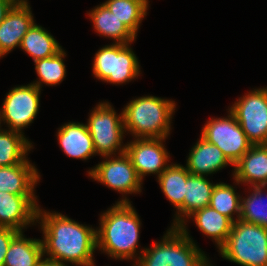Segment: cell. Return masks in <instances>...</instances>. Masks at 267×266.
Segmentation results:
<instances>
[{
  "label": "cell",
  "instance_id": "obj_1",
  "mask_svg": "<svg viewBox=\"0 0 267 266\" xmlns=\"http://www.w3.org/2000/svg\"><path fill=\"white\" fill-rule=\"evenodd\" d=\"M41 222H40V221ZM39 221V222H38ZM43 231V255L47 259L76 266H95L96 229L79 224L66 215L38 207L37 220Z\"/></svg>",
  "mask_w": 267,
  "mask_h": 266
},
{
  "label": "cell",
  "instance_id": "obj_2",
  "mask_svg": "<svg viewBox=\"0 0 267 266\" xmlns=\"http://www.w3.org/2000/svg\"><path fill=\"white\" fill-rule=\"evenodd\" d=\"M96 229L97 248L114 259L135 260L141 221L127 197L100 217Z\"/></svg>",
  "mask_w": 267,
  "mask_h": 266
},
{
  "label": "cell",
  "instance_id": "obj_3",
  "mask_svg": "<svg viewBox=\"0 0 267 266\" xmlns=\"http://www.w3.org/2000/svg\"><path fill=\"white\" fill-rule=\"evenodd\" d=\"M176 103L156 96L131 100L123 109L125 132L134 138H167Z\"/></svg>",
  "mask_w": 267,
  "mask_h": 266
},
{
  "label": "cell",
  "instance_id": "obj_4",
  "mask_svg": "<svg viewBox=\"0 0 267 266\" xmlns=\"http://www.w3.org/2000/svg\"><path fill=\"white\" fill-rule=\"evenodd\" d=\"M186 229L185 222L171 226L160 242L141 249L133 266H202L208 258Z\"/></svg>",
  "mask_w": 267,
  "mask_h": 266
},
{
  "label": "cell",
  "instance_id": "obj_5",
  "mask_svg": "<svg viewBox=\"0 0 267 266\" xmlns=\"http://www.w3.org/2000/svg\"><path fill=\"white\" fill-rule=\"evenodd\" d=\"M219 252L241 266H267V229L239 219Z\"/></svg>",
  "mask_w": 267,
  "mask_h": 266
},
{
  "label": "cell",
  "instance_id": "obj_6",
  "mask_svg": "<svg viewBox=\"0 0 267 266\" xmlns=\"http://www.w3.org/2000/svg\"><path fill=\"white\" fill-rule=\"evenodd\" d=\"M96 154L107 157L126 151L123 145L125 132L123 112L117 114L109 102H100L90 113L87 122Z\"/></svg>",
  "mask_w": 267,
  "mask_h": 266
},
{
  "label": "cell",
  "instance_id": "obj_7",
  "mask_svg": "<svg viewBox=\"0 0 267 266\" xmlns=\"http://www.w3.org/2000/svg\"><path fill=\"white\" fill-rule=\"evenodd\" d=\"M131 44L112 43L99 49L94 57L93 75L110 84H123L140 73L138 58Z\"/></svg>",
  "mask_w": 267,
  "mask_h": 266
},
{
  "label": "cell",
  "instance_id": "obj_8",
  "mask_svg": "<svg viewBox=\"0 0 267 266\" xmlns=\"http://www.w3.org/2000/svg\"><path fill=\"white\" fill-rule=\"evenodd\" d=\"M228 110L253 145L267 144V87L248 92Z\"/></svg>",
  "mask_w": 267,
  "mask_h": 266
},
{
  "label": "cell",
  "instance_id": "obj_9",
  "mask_svg": "<svg viewBox=\"0 0 267 266\" xmlns=\"http://www.w3.org/2000/svg\"><path fill=\"white\" fill-rule=\"evenodd\" d=\"M227 118H211L202 128L201 137L217 146L234 165L253 145L245 135L234 114Z\"/></svg>",
  "mask_w": 267,
  "mask_h": 266
},
{
  "label": "cell",
  "instance_id": "obj_10",
  "mask_svg": "<svg viewBox=\"0 0 267 266\" xmlns=\"http://www.w3.org/2000/svg\"><path fill=\"white\" fill-rule=\"evenodd\" d=\"M40 92L32 83L9 90L0 109V124L3 121L8 125V130L22 134V129L36 118Z\"/></svg>",
  "mask_w": 267,
  "mask_h": 266
},
{
  "label": "cell",
  "instance_id": "obj_11",
  "mask_svg": "<svg viewBox=\"0 0 267 266\" xmlns=\"http://www.w3.org/2000/svg\"><path fill=\"white\" fill-rule=\"evenodd\" d=\"M114 157L116 158L105 157V161L87 171L88 175L122 195L141 192L142 180L138 177L130 157L126 152Z\"/></svg>",
  "mask_w": 267,
  "mask_h": 266
},
{
  "label": "cell",
  "instance_id": "obj_12",
  "mask_svg": "<svg viewBox=\"0 0 267 266\" xmlns=\"http://www.w3.org/2000/svg\"><path fill=\"white\" fill-rule=\"evenodd\" d=\"M166 138H135L126 144V154L142 180L147 174L157 177L169 166L170 155L164 147Z\"/></svg>",
  "mask_w": 267,
  "mask_h": 266
},
{
  "label": "cell",
  "instance_id": "obj_13",
  "mask_svg": "<svg viewBox=\"0 0 267 266\" xmlns=\"http://www.w3.org/2000/svg\"><path fill=\"white\" fill-rule=\"evenodd\" d=\"M37 197L35 195H14L0 191V227L23 232L27 225L37 220Z\"/></svg>",
  "mask_w": 267,
  "mask_h": 266
},
{
  "label": "cell",
  "instance_id": "obj_14",
  "mask_svg": "<svg viewBox=\"0 0 267 266\" xmlns=\"http://www.w3.org/2000/svg\"><path fill=\"white\" fill-rule=\"evenodd\" d=\"M34 23L27 0L16 2L0 24V58L20 47L24 35Z\"/></svg>",
  "mask_w": 267,
  "mask_h": 266
},
{
  "label": "cell",
  "instance_id": "obj_15",
  "mask_svg": "<svg viewBox=\"0 0 267 266\" xmlns=\"http://www.w3.org/2000/svg\"><path fill=\"white\" fill-rule=\"evenodd\" d=\"M235 182L251 187L267 185V144L252 145L243 157L234 164Z\"/></svg>",
  "mask_w": 267,
  "mask_h": 266
},
{
  "label": "cell",
  "instance_id": "obj_16",
  "mask_svg": "<svg viewBox=\"0 0 267 266\" xmlns=\"http://www.w3.org/2000/svg\"><path fill=\"white\" fill-rule=\"evenodd\" d=\"M229 164L234 166L217 146L200 136V139L189 152L185 167L190 174L207 176Z\"/></svg>",
  "mask_w": 267,
  "mask_h": 266
},
{
  "label": "cell",
  "instance_id": "obj_17",
  "mask_svg": "<svg viewBox=\"0 0 267 266\" xmlns=\"http://www.w3.org/2000/svg\"><path fill=\"white\" fill-rule=\"evenodd\" d=\"M40 174L26 158L14 166H0V191L14 195H35L36 184Z\"/></svg>",
  "mask_w": 267,
  "mask_h": 266
},
{
  "label": "cell",
  "instance_id": "obj_18",
  "mask_svg": "<svg viewBox=\"0 0 267 266\" xmlns=\"http://www.w3.org/2000/svg\"><path fill=\"white\" fill-rule=\"evenodd\" d=\"M189 175L186 167L172 163L157 178L160 189L177 211L172 227H179L183 223V203Z\"/></svg>",
  "mask_w": 267,
  "mask_h": 266
},
{
  "label": "cell",
  "instance_id": "obj_19",
  "mask_svg": "<svg viewBox=\"0 0 267 266\" xmlns=\"http://www.w3.org/2000/svg\"><path fill=\"white\" fill-rule=\"evenodd\" d=\"M57 137L63 152L69 157L87 160L97 155L92 137L84 123H65L59 128Z\"/></svg>",
  "mask_w": 267,
  "mask_h": 266
},
{
  "label": "cell",
  "instance_id": "obj_20",
  "mask_svg": "<svg viewBox=\"0 0 267 266\" xmlns=\"http://www.w3.org/2000/svg\"><path fill=\"white\" fill-rule=\"evenodd\" d=\"M99 35L114 39L115 43L131 44L136 35L102 3L88 13Z\"/></svg>",
  "mask_w": 267,
  "mask_h": 266
},
{
  "label": "cell",
  "instance_id": "obj_21",
  "mask_svg": "<svg viewBox=\"0 0 267 266\" xmlns=\"http://www.w3.org/2000/svg\"><path fill=\"white\" fill-rule=\"evenodd\" d=\"M193 218L198 229L215 241L220 249L231 232L233 222L210 206L196 210L187 217Z\"/></svg>",
  "mask_w": 267,
  "mask_h": 266
},
{
  "label": "cell",
  "instance_id": "obj_22",
  "mask_svg": "<svg viewBox=\"0 0 267 266\" xmlns=\"http://www.w3.org/2000/svg\"><path fill=\"white\" fill-rule=\"evenodd\" d=\"M43 257L41 239L26 238L20 232L11 241L3 266H36Z\"/></svg>",
  "mask_w": 267,
  "mask_h": 266
},
{
  "label": "cell",
  "instance_id": "obj_23",
  "mask_svg": "<svg viewBox=\"0 0 267 266\" xmlns=\"http://www.w3.org/2000/svg\"><path fill=\"white\" fill-rule=\"evenodd\" d=\"M20 49L37 61L55 55L62 47L45 28L34 23L24 35Z\"/></svg>",
  "mask_w": 267,
  "mask_h": 266
},
{
  "label": "cell",
  "instance_id": "obj_24",
  "mask_svg": "<svg viewBox=\"0 0 267 266\" xmlns=\"http://www.w3.org/2000/svg\"><path fill=\"white\" fill-rule=\"evenodd\" d=\"M205 177L193 174L187 177L183 203V222H187L185 219L196 210L209 206L215 184Z\"/></svg>",
  "mask_w": 267,
  "mask_h": 266
},
{
  "label": "cell",
  "instance_id": "obj_25",
  "mask_svg": "<svg viewBox=\"0 0 267 266\" xmlns=\"http://www.w3.org/2000/svg\"><path fill=\"white\" fill-rule=\"evenodd\" d=\"M32 143L21 133L3 130L0 127V166L22 163L33 148Z\"/></svg>",
  "mask_w": 267,
  "mask_h": 266
},
{
  "label": "cell",
  "instance_id": "obj_26",
  "mask_svg": "<svg viewBox=\"0 0 267 266\" xmlns=\"http://www.w3.org/2000/svg\"><path fill=\"white\" fill-rule=\"evenodd\" d=\"M148 0H107L103 4L136 36L143 18L147 15Z\"/></svg>",
  "mask_w": 267,
  "mask_h": 266
},
{
  "label": "cell",
  "instance_id": "obj_27",
  "mask_svg": "<svg viewBox=\"0 0 267 266\" xmlns=\"http://www.w3.org/2000/svg\"><path fill=\"white\" fill-rule=\"evenodd\" d=\"M233 186L216 183L210 198L209 206L220 214L228 217L233 223L240 219L241 198ZM233 215H237L235 219Z\"/></svg>",
  "mask_w": 267,
  "mask_h": 266
},
{
  "label": "cell",
  "instance_id": "obj_28",
  "mask_svg": "<svg viewBox=\"0 0 267 266\" xmlns=\"http://www.w3.org/2000/svg\"><path fill=\"white\" fill-rule=\"evenodd\" d=\"M65 56V51L61 49L51 57L34 61L39 80L32 84L37 86L40 90L42 82L48 86L60 84L66 77V67L63 61Z\"/></svg>",
  "mask_w": 267,
  "mask_h": 266
},
{
  "label": "cell",
  "instance_id": "obj_29",
  "mask_svg": "<svg viewBox=\"0 0 267 266\" xmlns=\"http://www.w3.org/2000/svg\"><path fill=\"white\" fill-rule=\"evenodd\" d=\"M262 189L265 187H253L251 195L241 198L240 219L267 229V201L263 199Z\"/></svg>",
  "mask_w": 267,
  "mask_h": 266
},
{
  "label": "cell",
  "instance_id": "obj_30",
  "mask_svg": "<svg viewBox=\"0 0 267 266\" xmlns=\"http://www.w3.org/2000/svg\"><path fill=\"white\" fill-rule=\"evenodd\" d=\"M19 233L11 228L0 227V266L4 265L5 255L8 252L10 243Z\"/></svg>",
  "mask_w": 267,
  "mask_h": 266
},
{
  "label": "cell",
  "instance_id": "obj_31",
  "mask_svg": "<svg viewBox=\"0 0 267 266\" xmlns=\"http://www.w3.org/2000/svg\"><path fill=\"white\" fill-rule=\"evenodd\" d=\"M16 2V0H0V24L4 20L7 12Z\"/></svg>",
  "mask_w": 267,
  "mask_h": 266
},
{
  "label": "cell",
  "instance_id": "obj_32",
  "mask_svg": "<svg viewBox=\"0 0 267 266\" xmlns=\"http://www.w3.org/2000/svg\"><path fill=\"white\" fill-rule=\"evenodd\" d=\"M36 266H68L66 264L49 260L45 257V259H41V261Z\"/></svg>",
  "mask_w": 267,
  "mask_h": 266
},
{
  "label": "cell",
  "instance_id": "obj_33",
  "mask_svg": "<svg viewBox=\"0 0 267 266\" xmlns=\"http://www.w3.org/2000/svg\"><path fill=\"white\" fill-rule=\"evenodd\" d=\"M202 266H212V265L210 264V261L208 259Z\"/></svg>",
  "mask_w": 267,
  "mask_h": 266
}]
</instances>
